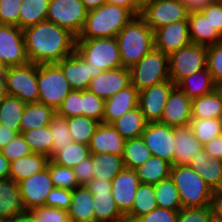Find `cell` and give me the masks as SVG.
Masks as SVG:
<instances>
[{
    "instance_id": "obj_48",
    "label": "cell",
    "mask_w": 222,
    "mask_h": 222,
    "mask_svg": "<svg viewBox=\"0 0 222 222\" xmlns=\"http://www.w3.org/2000/svg\"><path fill=\"white\" fill-rule=\"evenodd\" d=\"M207 68L215 85L222 83V40L207 47Z\"/></svg>"
},
{
    "instance_id": "obj_55",
    "label": "cell",
    "mask_w": 222,
    "mask_h": 222,
    "mask_svg": "<svg viewBox=\"0 0 222 222\" xmlns=\"http://www.w3.org/2000/svg\"><path fill=\"white\" fill-rule=\"evenodd\" d=\"M178 211L156 207L148 214L139 217L135 222H177Z\"/></svg>"
},
{
    "instance_id": "obj_39",
    "label": "cell",
    "mask_w": 222,
    "mask_h": 222,
    "mask_svg": "<svg viewBox=\"0 0 222 222\" xmlns=\"http://www.w3.org/2000/svg\"><path fill=\"white\" fill-rule=\"evenodd\" d=\"M152 157L150 150L146 147L141 137L128 139L125 141L122 154L125 168L136 169L143 165Z\"/></svg>"
},
{
    "instance_id": "obj_72",
    "label": "cell",
    "mask_w": 222,
    "mask_h": 222,
    "mask_svg": "<svg viewBox=\"0 0 222 222\" xmlns=\"http://www.w3.org/2000/svg\"><path fill=\"white\" fill-rule=\"evenodd\" d=\"M218 2L220 3V5H221V8H222V0H218Z\"/></svg>"
},
{
    "instance_id": "obj_54",
    "label": "cell",
    "mask_w": 222,
    "mask_h": 222,
    "mask_svg": "<svg viewBox=\"0 0 222 222\" xmlns=\"http://www.w3.org/2000/svg\"><path fill=\"white\" fill-rule=\"evenodd\" d=\"M72 191L54 187L48 194L45 206L68 210L71 205Z\"/></svg>"
},
{
    "instance_id": "obj_60",
    "label": "cell",
    "mask_w": 222,
    "mask_h": 222,
    "mask_svg": "<svg viewBox=\"0 0 222 222\" xmlns=\"http://www.w3.org/2000/svg\"><path fill=\"white\" fill-rule=\"evenodd\" d=\"M212 215L217 221L222 222V190L215 191L211 202Z\"/></svg>"
},
{
    "instance_id": "obj_29",
    "label": "cell",
    "mask_w": 222,
    "mask_h": 222,
    "mask_svg": "<svg viewBox=\"0 0 222 222\" xmlns=\"http://www.w3.org/2000/svg\"><path fill=\"white\" fill-rule=\"evenodd\" d=\"M49 161L48 156L38 153L18 158L10 163L9 178L18 183L46 169Z\"/></svg>"
},
{
    "instance_id": "obj_3",
    "label": "cell",
    "mask_w": 222,
    "mask_h": 222,
    "mask_svg": "<svg viewBox=\"0 0 222 222\" xmlns=\"http://www.w3.org/2000/svg\"><path fill=\"white\" fill-rule=\"evenodd\" d=\"M122 67L130 68L154 48L153 30L139 15L116 36Z\"/></svg>"
},
{
    "instance_id": "obj_62",
    "label": "cell",
    "mask_w": 222,
    "mask_h": 222,
    "mask_svg": "<svg viewBox=\"0 0 222 222\" xmlns=\"http://www.w3.org/2000/svg\"><path fill=\"white\" fill-rule=\"evenodd\" d=\"M1 222H35V218L32 211L27 210L24 213L16 214L9 219L3 220Z\"/></svg>"
},
{
    "instance_id": "obj_13",
    "label": "cell",
    "mask_w": 222,
    "mask_h": 222,
    "mask_svg": "<svg viewBox=\"0 0 222 222\" xmlns=\"http://www.w3.org/2000/svg\"><path fill=\"white\" fill-rule=\"evenodd\" d=\"M0 57L6 67L29 63L23 29L14 25L0 24Z\"/></svg>"
},
{
    "instance_id": "obj_25",
    "label": "cell",
    "mask_w": 222,
    "mask_h": 222,
    "mask_svg": "<svg viewBox=\"0 0 222 222\" xmlns=\"http://www.w3.org/2000/svg\"><path fill=\"white\" fill-rule=\"evenodd\" d=\"M175 158L172 165H188L203 150L189 126L174 128Z\"/></svg>"
},
{
    "instance_id": "obj_19",
    "label": "cell",
    "mask_w": 222,
    "mask_h": 222,
    "mask_svg": "<svg viewBox=\"0 0 222 222\" xmlns=\"http://www.w3.org/2000/svg\"><path fill=\"white\" fill-rule=\"evenodd\" d=\"M130 85L129 68L119 67L102 71L98 76L92 78L87 90L106 100Z\"/></svg>"
},
{
    "instance_id": "obj_31",
    "label": "cell",
    "mask_w": 222,
    "mask_h": 222,
    "mask_svg": "<svg viewBox=\"0 0 222 222\" xmlns=\"http://www.w3.org/2000/svg\"><path fill=\"white\" fill-rule=\"evenodd\" d=\"M93 178L112 181L124 168L122 155L91 153Z\"/></svg>"
},
{
    "instance_id": "obj_17",
    "label": "cell",
    "mask_w": 222,
    "mask_h": 222,
    "mask_svg": "<svg viewBox=\"0 0 222 222\" xmlns=\"http://www.w3.org/2000/svg\"><path fill=\"white\" fill-rule=\"evenodd\" d=\"M153 33L154 47L167 55L191 44L188 20L170 23Z\"/></svg>"
},
{
    "instance_id": "obj_20",
    "label": "cell",
    "mask_w": 222,
    "mask_h": 222,
    "mask_svg": "<svg viewBox=\"0 0 222 222\" xmlns=\"http://www.w3.org/2000/svg\"><path fill=\"white\" fill-rule=\"evenodd\" d=\"M111 193L119 211L125 216L132 208L141 184L134 169L123 168L111 181Z\"/></svg>"
},
{
    "instance_id": "obj_8",
    "label": "cell",
    "mask_w": 222,
    "mask_h": 222,
    "mask_svg": "<svg viewBox=\"0 0 222 222\" xmlns=\"http://www.w3.org/2000/svg\"><path fill=\"white\" fill-rule=\"evenodd\" d=\"M3 82L5 94L18 97L26 104L38 102L37 64L7 67L3 72Z\"/></svg>"
},
{
    "instance_id": "obj_42",
    "label": "cell",
    "mask_w": 222,
    "mask_h": 222,
    "mask_svg": "<svg viewBox=\"0 0 222 222\" xmlns=\"http://www.w3.org/2000/svg\"><path fill=\"white\" fill-rule=\"evenodd\" d=\"M90 154L88 145L72 142L58 151L51 160L60 166L74 168Z\"/></svg>"
},
{
    "instance_id": "obj_68",
    "label": "cell",
    "mask_w": 222,
    "mask_h": 222,
    "mask_svg": "<svg viewBox=\"0 0 222 222\" xmlns=\"http://www.w3.org/2000/svg\"><path fill=\"white\" fill-rule=\"evenodd\" d=\"M5 95L4 92V82H3V78L0 80V100L3 98V96Z\"/></svg>"
},
{
    "instance_id": "obj_32",
    "label": "cell",
    "mask_w": 222,
    "mask_h": 222,
    "mask_svg": "<svg viewBox=\"0 0 222 222\" xmlns=\"http://www.w3.org/2000/svg\"><path fill=\"white\" fill-rule=\"evenodd\" d=\"M147 123L139 106H137L114 121L112 126L125 140H128L141 137Z\"/></svg>"
},
{
    "instance_id": "obj_27",
    "label": "cell",
    "mask_w": 222,
    "mask_h": 222,
    "mask_svg": "<svg viewBox=\"0 0 222 222\" xmlns=\"http://www.w3.org/2000/svg\"><path fill=\"white\" fill-rule=\"evenodd\" d=\"M188 28L192 44L208 47L222 40V36L202 12L188 14Z\"/></svg>"
},
{
    "instance_id": "obj_44",
    "label": "cell",
    "mask_w": 222,
    "mask_h": 222,
    "mask_svg": "<svg viewBox=\"0 0 222 222\" xmlns=\"http://www.w3.org/2000/svg\"><path fill=\"white\" fill-rule=\"evenodd\" d=\"M189 127L200 144L204 146L212 139L222 134V119L191 118Z\"/></svg>"
},
{
    "instance_id": "obj_40",
    "label": "cell",
    "mask_w": 222,
    "mask_h": 222,
    "mask_svg": "<svg viewBox=\"0 0 222 222\" xmlns=\"http://www.w3.org/2000/svg\"><path fill=\"white\" fill-rule=\"evenodd\" d=\"M157 206L172 211H179L182 208L179 192L175 187L172 178L169 176L154 184Z\"/></svg>"
},
{
    "instance_id": "obj_24",
    "label": "cell",
    "mask_w": 222,
    "mask_h": 222,
    "mask_svg": "<svg viewBox=\"0 0 222 222\" xmlns=\"http://www.w3.org/2000/svg\"><path fill=\"white\" fill-rule=\"evenodd\" d=\"M215 191L222 190V160L211 158L204 150L200 151L188 164Z\"/></svg>"
},
{
    "instance_id": "obj_28",
    "label": "cell",
    "mask_w": 222,
    "mask_h": 222,
    "mask_svg": "<svg viewBox=\"0 0 222 222\" xmlns=\"http://www.w3.org/2000/svg\"><path fill=\"white\" fill-rule=\"evenodd\" d=\"M93 199L87 186L72 190L71 205L67 210L70 222H95Z\"/></svg>"
},
{
    "instance_id": "obj_35",
    "label": "cell",
    "mask_w": 222,
    "mask_h": 222,
    "mask_svg": "<svg viewBox=\"0 0 222 222\" xmlns=\"http://www.w3.org/2000/svg\"><path fill=\"white\" fill-rule=\"evenodd\" d=\"M171 166L168 161L152 156L135 171L141 184L154 185L170 176Z\"/></svg>"
},
{
    "instance_id": "obj_52",
    "label": "cell",
    "mask_w": 222,
    "mask_h": 222,
    "mask_svg": "<svg viewBox=\"0 0 222 222\" xmlns=\"http://www.w3.org/2000/svg\"><path fill=\"white\" fill-rule=\"evenodd\" d=\"M213 218L211 206L181 208L177 222H210Z\"/></svg>"
},
{
    "instance_id": "obj_9",
    "label": "cell",
    "mask_w": 222,
    "mask_h": 222,
    "mask_svg": "<svg viewBox=\"0 0 222 222\" xmlns=\"http://www.w3.org/2000/svg\"><path fill=\"white\" fill-rule=\"evenodd\" d=\"M207 68V46L189 44L169 55V79L177 86L184 78Z\"/></svg>"
},
{
    "instance_id": "obj_22",
    "label": "cell",
    "mask_w": 222,
    "mask_h": 222,
    "mask_svg": "<svg viewBox=\"0 0 222 222\" xmlns=\"http://www.w3.org/2000/svg\"><path fill=\"white\" fill-rule=\"evenodd\" d=\"M125 141L112 124L99 123L88 147L90 153L122 155Z\"/></svg>"
},
{
    "instance_id": "obj_14",
    "label": "cell",
    "mask_w": 222,
    "mask_h": 222,
    "mask_svg": "<svg viewBox=\"0 0 222 222\" xmlns=\"http://www.w3.org/2000/svg\"><path fill=\"white\" fill-rule=\"evenodd\" d=\"M140 16L153 32L170 23L188 20V12L181 0H155Z\"/></svg>"
},
{
    "instance_id": "obj_34",
    "label": "cell",
    "mask_w": 222,
    "mask_h": 222,
    "mask_svg": "<svg viewBox=\"0 0 222 222\" xmlns=\"http://www.w3.org/2000/svg\"><path fill=\"white\" fill-rule=\"evenodd\" d=\"M157 206L155 189L153 185L140 184L137 188L135 200L131 210L125 215L126 222H135L153 211Z\"/></svg>"
},
{
    "instance_id": "obj_21",
    "label": "cell",
    "mask_w": 222,
    "mask_h": 222,
    "mask_svg": "<svg viewBox=\"0 0 222 222\" xmlns=\"http://www.w3.org/2000/svg\"><path fill=\"white\" fill-rule=\"evenodd\" d=\"M192 100L175 86L166 101L160 123L170 127H186L191 121Z\"/></svg>"
},
{
    "instance_id": "obj_15",
    "label": "cell",
    "mask_w": 222,
    "mask_h": 222,
    "mask_svg": "<svg viewBox=\"0 0 222 222\" xmlns=\"http://www.w3.org/2000/svg\"><path fill=\"white\" fill-rule=\"evenodd\" d=\"M176 85L167 80L139 92L138 106L149 122H160L166 101Z\"/></svg>"
},
{
    "instance_id": "obj_43",
    "label": "cell",
    "mask_w": 222,
    "mask_h": 222,
    "mask_svg": "<svg viewBox=\"0 0 222 222\" xmlns=\"http://www.w3.org/2000/svg\"><path fill=\"white\" fill-rule=\"evenodd\" d=\"M68 128L75 143L88 145L99 122L85 116L67 118Z\"/></svg>"
},
{
    "instance_id": "obj_23",
    "label": "cell",
    "mask_w": 222,
    "mask_h": 222,
    "mask_svg": "<svg viewBox=\"0 0 222 222\" xmlns=\"http://www.w3.org/2000/svg\"><path fill=\"white\" fill-rule=\"evenodd\" d=\"M139 91L131 84L105 100L103 122L112 124L122 115L138 106Z\"/></svg>"
},
{
    "instance_id": "obj_11",
    "label": "cell",
    "mask_w": 222,
    "mask_h": 222,
    "mask_svg": "<svg viewBox=\"0 0 222 222\" xmlns=\"http://www.w3.org/2000/svg\"><path fill=\"white\" fill-rule=\"evenodd\" d=\"M93 194L95 222H126L111 193L112 182L93 178L87 185Z\"/></svg>"
},
{
    "instance_id": "obj_69",
    "label": "cell",
    "mask_w": 222,
    "mask_h": 222,
    "mask_svg": "<svg viewBox=\"0 0 222 222\" xmlns=\"http://www.w3.org/2000/svg\"><path fill=\"white\" fill-rule=\"evenodd\" d=\"M6 68L7 67L4 65V63H3V61H2V59L0 57V71L3 73Z\"/></svg>"
},
{
    "instance_id": "obj_64",
    "label": "cell",
    "mask_w": 222,
    "mask_h": 222,
    "mask_svg": "<svg viewBox=\"0 0 222 222\" xmlns=\"http://www.w3.org/2000/svg\"><path fill=\"white\" fill-rule=\"evenodd\" d=\"M10 162L3 156L0 151V179L9 178Z\"/></svg>"
},
{
    "instance_id": "obj_12",
    "label": "cell",
    "mask_w": 222,
    "mask_h": 222,
    "mask_svg": "<svg viewBox=\"0 0 222 222\" xmlns=\"http://www.w3.org/2000/svg\"><path fill=\"white\" fill-rule=\"evenodd\" d=\"M141 138L152 156L173 164L175 158L174 127L160 122L147 123Z\"/></svg>"
},
{
    "instance_id": "obj_51",
    "label": "cell",
    "mask_w": 222,
    "mask_h": 222,
    "mask_svg": "<svg viewBox=\"0 0 222 222\" xmlns=\"http://www.w3.org/2000/svg\"><path fill=\"white\" fill-rule=\"evenodd\" d=\"M31 211L35 222H70L68 212L56 207L44 205L34 208Z\"/></svg>"
},
{
    "instance_id": "obj_6",
    "label": "cell",
    "mask_w": 222,
    "mask_h": 222,
    "mask_svg": "<svg viewBox=\"0 0 222 222\" xmlns=\"http://www.w3.org/2000/svg\"><path fill=\"white\" fill-rule=\"evenodd\" d=\"M131 84L140 92L169 79V55L155 47L129 68Z\"/></svg>"
},
{
    "instance_id": "obj_18",
    "label": "cell",
    "mask_w": 222,
    "mask_h": 222,
    "mask_svg": "<svg viewBox=\"0 0 222 222\" xmlns=\"http://www.w3.org/2000/svg\"><path fill=\"white\" fill-rule=\"evenodd\" d=\"M57 64L61 67L72 90H87L91 79L103 71L94 70L76 51Z\"/></svg>"
},
{
    "instance_id": "obj_36",
    "label": "cell",
    "mask_w": 222,
    "mask_h": 222,
    "mask_svg": "<svg viewBox=\"0 0 222 222\" xmlns=\"http://www.w3.org/2000/svg\"><path fill=\"white\" fill-rule=\"evenodd\" d=\"M191 100L203 96L215 89V83L212 80L208 68L193 73L191 76L184 78L177 85Z\"/></svg>"
},
{
    "instance_id": "obj_41",
    "label": "cell",
    "mask_w": 222,
    "mask_h": 222,
    "mask_svg": "<svg viewBox=\"0 0 222 222\" xmlns=\"http://www.w3.org/2000/svg\"><path fill=\"white\" fill-rule=\"evenodd\" d=\"M25 142L33 153L43 154L52 158L53 138L49 125L42 128L31 129L21 133Z\"/></svg>"
},
{
    "instance_id": "obj_57",
    "label": "cell",
    "mask_w": 222,
    "mask_h": 222,
    "mask_svg": "<svg viewBox=\"0 0 222 222\" xmlns=\"http://www.w3.org/2000/svg\"><path fill=\"white\" fill-rule=\"evenodd\" d=\"M202 13L222 36V8L220 3L217 1L216 3L208 5Z\"/></svg>"
},
{
    "instance_id": "obj_59",
    "label": "cell",
    "mask_w": 222,
    "mask_h": 222,
    "mask_svg": "<svg viewBox=\"0 0 222 222\" xmlns=\"http://www.w3.org/2000/svg\"><path fill=\"white\" fill-rule=\"evenodd\" d=\"M218 0H181L188 14L202 12L208 5L216 3Z\"/></svg>"
},
{
    "instance_id": "obj_47",
    "label": "cell",
    "mask_w": 222,
    "mask_h": 222,
    "mask_svg": "<svg viewBox=\"0 0 222 222\" xmlns=\"http://www.w3.org/2000/svg\"><path fill=\"white\" fill-rule=\"evenodd\" d=\"M105 100L88 90L82 91V116L103 122Z\"/></svg>"
},
{
    "instance_id": "obj_67",
    "label": "cell",
    "mask_w": 222,
    "mask_h": 222,
    "mask_svg": "<svg viewBox=\"0 0 222 222\" xmlns=\"http://www.w3.org/2000/svg\"><path fill=\"white\" fill-rule=\"evenodd\" d=\"M215 90L217 91L222 103V83L216 84Z\"/></svg>"
},
{
    "instance_id": "obj_10",
    "label": "cell",
    "mask_w": 222,
    "mask_h": 222,
    "mask_svg": "<svg viewBox=\"0 0 222 222\" xmlns=\"http://www.w3.org/2000/svg\"><path fill=\"white\" fill-rule=\"evenodd\" d=\"M87 14L88 10L81 0H50L46 20L68 30L77 38Z\"/></svg>"
},
{
    "instance_id": "obj_63",
    "label": "cell",
    "mask_w": 222,
    "mask_h": 222,
    "mask_svg": "<svg viewBox=\"0 0 222 222\" xmlns=\"http://www.w3.org/2000/svg\"><path fill=\"white\" fill-rule=\"evenodd\" d=\"M155 0H133L134 3V16H139L148 6Z\"/></svg>"
},
{
    "instance_id": "obj_45",
    "label": "cell",
    "mask_w": 222,
    "mask_h": 222,
    "mask_svg": "<svg viewBox=\"0 0 222 222\" xmlns=\"http://www.w3.org/2000/svg\"><path fill=\"white\" fill-rule=\"evenodd\" d=\"M52 135V157L73 142L70 134L67 118L59 116L57 113L53 116L51 123L49 124Z\"/></svg>"
},
{
    "instance_id": "obj_61",
    "label": "cell",
    "mask_w": 222,
    "mask_h": 222,
    "mask_svg": "<svg viewBox=\"0 0 222 222\" xmlns=\"http://www.w3.org/2000/svg\"><path fill=\"white\" fill-rule=\"evenodd\" d=\"M18 133L0 124V150L4 148Z\"/></svg>"
},
{
    "instance_id": "obj_33",
    "label": "cell",
    "mask_w": 222,
    "mask_h": 222,
    "mask_svg": "<svg viewBox=\"0 0 222 222\" xmlns=\"http://www.w3.org/2000/svg\"><path fill=\"white\" fill-rule=\"evenodd\" d=\"M191 118L222 119V103L215 89L208 94L192 99Z\"/></svg>"
},
{
    "instance_id": "obj_1",
    "label": "cell",
    "mask_w": 222,
    "mask_h": 222,
    "mask_svg": "<svg viewBox=\"0 0 222 222\" xmlns=\"http://www.w3.org/2000/svg\"><path fill=\"white\" fill-rule=\"evenodd\" d=\"M23 33L29 63H58L75 51L76 37L51 21L26 27Z\"/></svg>"
},
{
    "instance_id": "obj_71",
    "label": "cell",
    "mask_w": 222,
    "mask_h": 222,
    "mask_svg": "<svg viewBox=\"0 0 222 222\" xmlns=\"http://www.w3.org/2000/svg\"><path fill=\"white\" fill-rule=\"evenodd\" d=\"M210 222H220V221H217L214 218H212V220Z\"/></svg>"
},
{
    "instance_id": "obj_66",
    "label": "cell",
    "mask_w": 222,
    "mask_h": 222,
    "mask_svg": "<svg viewBox=\"0 0 222 222\" xmlns=\"http://www.w3.org/2000/svg\"><path fill=\"white\" fill-rule=\"evenodd\" d=\"M85 8L90 11L99 8L101 5L106 3V0H81Z\"/></svg>"
},
{
    "instance_id": "obj_30",
    "label": "cell",
    "mask_w": 222,
    "mask_h": 222,
    "mask_svg": "<svg viewBox=\"0 0 222 222\" xmlns=\"http://www.w3.org/2000/svg\"><path fill=\"white\" fill-rule=\"evenodd\" d=\"M55 114L56 111L45 104L27 103L20 119V133L48 126Z\"/></svg>"
},
{
    "instance_id": "obj_7",
    "label": "cell",
    "mask_w": 222,
    "mask_h": 222,
    "mask_svg": "<svg viewBox=\"0 0 222 222\" xmlns=\"http://www.w3.org/2000/svg\"><path fill=\"white\" fill-rule=\"evenodd\" d=\"M37 85L39 90L38 102L52 107L55 111L72 91L57 63L37 64Z\"/></svg>"
},
{
    "instance_id": "obj_16",
    "label": "cell",
    "mask_w": 222,
    "mask_h": 222,
    "mask_svg": "<svg viewBox=\"0 0 222 222\" xmlns=\"http://www.w3.org/2000/svg\"><path fill=\"white\" fill-rule=\"evenodd\" d=\"M18 186L27 210L44 206L48 194L54 188L48 168L23 179Z\"/></svg>"
},
{
    "instance_id": "obj_56",
    "label": "cell",
    "mask_w": 222,
    "mask_h": 222,
    "mask_svg": "<svg viewBox=\"0 0 222 222\" xmlns=\"http://www.w3.org/2000/svg\"><path fill=\"white\" fill-rule=\"evenodd\" d=\"M73 170L79 185L87 186L93 179L91 154L89 157L85 158L84 161H81L78 165H76Z\"/></svg>"
},
{
    "instance_id": "obj_37",
    "label": "cell",
    "mask_w": 222,
    "mask_h": 222,
    "mask_svg": "<svg viewBox=\"0 0 222 222\" xmlns=\"http://www.w3.org/2000/svg\"><path fill=\"white\" fill-rule=\"evenodd\" d=\"M26 103L18 97L5 94L0 100L1 125L20 133V119Z\"/></svg>"
},
{
    "instance_id": "obj_49",
    "label": "cell",
    "mask_w": 222,
    "mask_h": 222,
    "mask_svg": "<svg viewBox=\"0 0 222 222\" xmlns=\"http://www.w3.org/2000/svg\"><path fill=\"white\" fill-rule=\"evenodd\" d=\"M56 113L65 118L82 116V91L72 90L65 97Z\"/></svg>"
},
{
    "instance_id": "obj_70",
    "label": "cell",
    "mask_w": 222,
    "mask_h": 222,
    "mask_svg": "<svg viewBox=\"0 0 222 222\" xmlns=\"http://www.w3.org/2000/svg\"><path fill=\"white\" fill-rule=\"evenodd\" d=\"M3 78V73L0 71V80Z\"/></svg>"
},
{
    "instance_id": "obj_65",
    "label": "cell",
    "mask_w": 222,
    "mask_h": 222,
    "mask_svg": "<svg viewBox=\"0 0 222 222\" xmlns=\"http://www.w3.org/2000/svg\"><path fill=\"white\" fill-rule=\"evenodd\" d=\"M106 3L122 6L127 8L134 15V3L133 0H106Z\"/></svg>"
},
{
    "instance_id": "obj_46",
    "label": "cell",
    "mask_w": 222,
    "mask_h": 222,
    "mask_svg": "<svg viewBox=\"0 0 222 222\" xmlns=\"http://www.w3.org/2000/svg\"><path fill=\"white\" fill-rule=\"evenodd\" d=\"M47 168L54 187L72 191L80 186L77 182L73 168L55 164L51 159L48 162Z\"/></svg>"
},
{
    "instance_id": "obj_4",
    "label": "cell",
    "mask_w": 222,
    "mask_h": 222,
    "mask_svg": "<svg viewBox=\"0 0 222 222\" xmlns=\"http://www.w3.org/2000/svg\"><path fill=\"white\" fill-rule=\"evenodd\" d=\"M170 177L179 192L182 208L211 206L214 191L188 165H172Z\"/></svg>"
},
{
    "instance_id": "obj_5",
    "label": "cell",
    "mask_w": 222,
    "mask_h": 222,
    "mask_svg": "<svg viewBox=\"0 0 222 222\" xmlns=\"http://www.w3.org/2000/svg\"><path fill=\"white\" fill-rule=\"evenodd\" d=\"M75 51L94 70H111L122 67L116 38L76 39Z\"/></svg>"
},
{
    "instance_id": "obj_2",
    "label": "cell",
    "mask_w": 222,
    "mask_h": 222,
    "mask_svg": "<svg viewBox=\"0 0 222 222\" xmlns=\"http://www.w3.org/2000/svg\"><path fill=\"white\" fill-rule=\"evenodd\" d=\"M133 17L127 8L105 3L88 11L84 26L76 39L116 38Z\"/></svg>"
},
{
    "instance_id": "obj_26",
    "label": "cell",
    "mask_w": 222,
    "mask_h": 222,
    "mask_svg": "<svg viewBox=\"0 0 222 222\" xmlns=\"http://www.w3.org/2000/svg\"><path fill=\"white\" fill-rule=\"evenodd\" d=\"M26 211L18 183L11 178L0 179V222Z\"/></svg>"
},
{
    "instance_id": "obj_53",
    "label": "cell",
    "mask_w": 222,
    "mask_h": 222,
    "mask_svg": "<svg viewBox=\"0 0 222 222\" xmlns=\"http://www.w3.org/2000/svg\"><path fill=\"white\" fill-rule=\"evenodd\" d=\"M22 0H0V24L19 27V8Z\"/></svg>"
},
{
    "instance_id": "obj_38",
    "label": "cell",
    "mask_w": 222,
    "mask_h": 222,
    "mask_svg": "<svg viewBox=\"0 0 222 222\" xmlns=\"http://www.w3.org/2000/svg\"><path fill=\"white\" fill-rule=\"evenodd\" d=\"M50 0H22L19 8V28L36 25L46 20Z\"/></svg>"
},
{
    "instance_id": "obj_50",
    "label": "cell",
    "mask_w": 222,
    "mask_h": 222,
    "mask_svg": "<svg viewBox=\"0 0 222 222\" xmlns=\"http://www.w3.org/2000/svg\"><path fill=\"white\" fill-rule=\"evenodd\" d=\"M11 163L14 160L32 154L30 146L25 142L21 133L17 134L4 148L0 150Z\"/></svg>"
},
{
    "instance_id": "obj_58",
    "label": "cell",
    "mask_w": 222,
    "mask_h": 222,
    "mask_svg": "<svg viewBox=\"0 0 222 222\" xmlns=\"http://www.w3.org/2000/svg\"><path fill=\"white\" fill-rule=\"evenodd\" d=\"M203 150L207 152L211 158L222 160V134L205 144Z\"/></svg>"
}]
</instances>
